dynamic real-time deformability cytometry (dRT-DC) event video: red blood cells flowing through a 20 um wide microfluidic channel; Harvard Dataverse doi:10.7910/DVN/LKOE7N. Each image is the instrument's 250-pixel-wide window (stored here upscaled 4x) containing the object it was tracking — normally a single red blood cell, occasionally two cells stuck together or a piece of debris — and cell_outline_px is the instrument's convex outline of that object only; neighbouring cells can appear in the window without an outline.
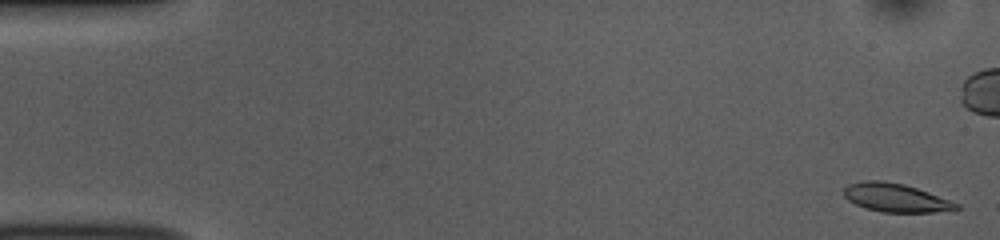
{"species": "common noctule bat (a hibernating species)", "species_latin": "Nyctalus noctula", "temperature_condition": "room temperature", "stored_images_in_passage": 54, "camera_frame_rate_fps": 3000, "um_per_image_px": 0.085, "animal": {"sex": "female", "body_mass_g": 10.0, "forearm_length_mm": 53.1}, "frame": {"image": 1, "passage_image": 2, "time_ms": 0.333, "image_size_px": [1000, 240], "cell_outline_px": [[960, 208], [932, 212], [880, 212], [864, 208], [848, 200], [844, 196], [844, 188], [848, 184], [864, 180], [880, 180], [904, 184], [928, 192], [960, 204]], "centroid_in_image_um": [76.09, 16.8], "position_along_channel_um": 8.9, "area_um2": 18.55}}
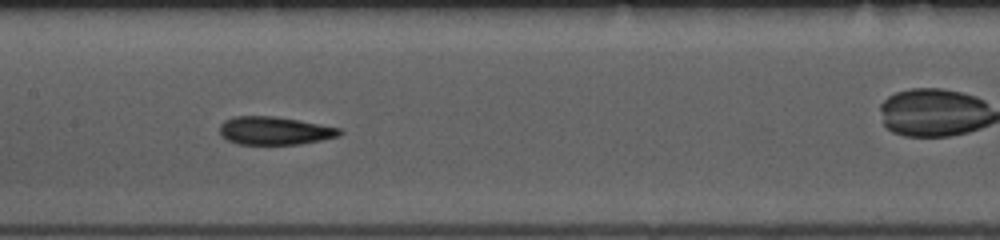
{"frame": {"image": 2, "passage_image": 26, "time_ms": 8.333, "image_size_px": [1000, 240], "cell_outline_px": [[344, 132], [340, 136], [300, 144], [236, 144], [220, 136], [220, 124], [224, 120], [232, 116], [272, 116], [296, 120], [340, 128]], "centroid_in_image_um": [23.31, 11.11], "position_along_channel_um": 184.1, "area_um2": 19.59}}
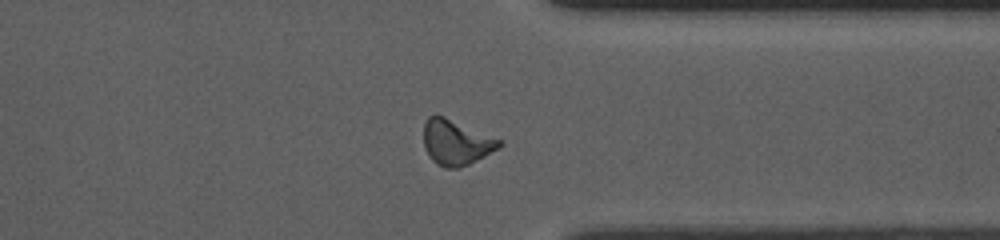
{"frame": {"image": 3, "passage_image": 41, "time_ms": 13.333, "image_size_px": [1000, 240], "cell_outline_px": [[504, 144], [500, 148], [460, 168], [444, 168], [436, 164], [432, 160], [424, 148], [424, 124], [428, 116], [436, 112], [504, 140]], "centroid_in_image_um": [38.78, 12.07], "position_along_channel_um": 372.6, "area_um2": 20.52}, "authors_computed_cell_mechanics": {"area_um2": 19.7676, "velocity_mm_per_s": 3.8317, "shape_relaxation_time_tau1_ms": 5.8554, "shape_relaxation_time_tau2_ms": 2.853, "deformation_change_tau1": 0.1556, "deformation_change_tau2": 0.1043}}